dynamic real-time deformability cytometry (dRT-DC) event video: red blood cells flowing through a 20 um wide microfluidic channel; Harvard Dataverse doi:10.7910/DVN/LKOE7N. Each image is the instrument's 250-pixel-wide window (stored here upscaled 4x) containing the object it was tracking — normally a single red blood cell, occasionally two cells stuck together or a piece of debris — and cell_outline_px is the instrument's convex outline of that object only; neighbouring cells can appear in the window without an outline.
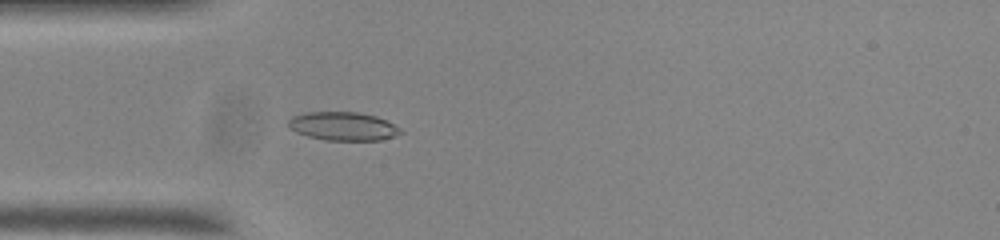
{"species": "common noctule bat (a hibernating species)", "species_latin": "Nyctalus noctula", "temperature_condition": "room temperature", "stored_images_in_passage": 54, "camera_frame_rate_fps": 3000, "um_per_image_px": 0.085, "animal": {"sex": "male", "body_mass_g": 20.0, "forearm_length_mm": 53.3}, "frame": {"image": 1, "passage_image": 15, "time_ms": 4.667, "image_size_px": [1000, 240], "cell_outline_px": [[404, 132], [396, 136], [380, 140], [324, 140], [308, 136], [296, 132], [288, 128], [288, 120], [292, 116], [304, 112], [356, 112], [376, 116], [400, 128]], "centroid_in_image_um": [29.13, 10.73], "position_along_channel_um": 55.9, "area_um2": 18.67}}
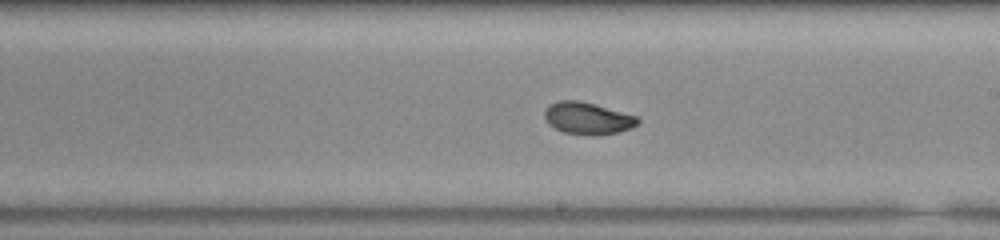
{"frame": {"image": 2, "passage_image": 30, "time_ms": 9.667, "image_size_px": [1000, 240], "cell_outline_px": [[640, 120], [632, 128], [616, 132], [596, 136], [592, 136], [564, 132], [548, 124], [544, 116], [544, 112], [548, 104], [560, 100], [580, 100], [636, 116]], "centroid_in_image_um": [49.91, 10.05], "position_along_channel_um": 239.1, "area_um2": 17.34}}
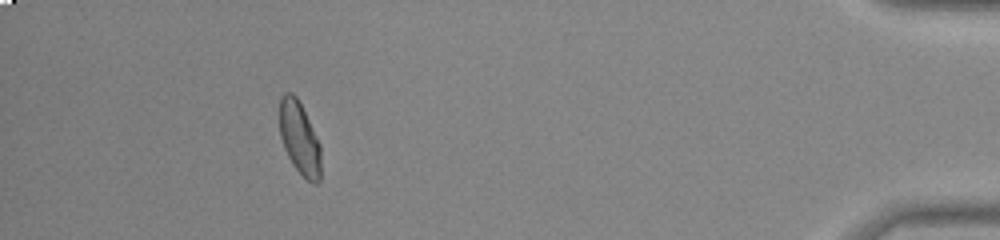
{"frame": {"image": 3, "passage_image": 49, "time_ms": 16.0, "image_size_px": [1000, 240], "cell_outline_px": [[320, 180], [316, 184], [312, 184], [292, 164], [284, 148], [280, 136], [280, 96], [284, 92], [292, 92], [296, 96], [320, 144]], "centroid_in_image_um": [25.44, 11.75], "position_along_channel_um": 409.8, "area_um2": 17.28}, "authors_computed_cell_mechanics": {"area_um2": 17.6001, "velocity_mm_per_s": 3.7148, "shape_relaxation_time_tau1_ms": 2.7175, "shape_relaxation_time_tau2_ms": 1.1391, "deformation_change_tau1": 0.0976, "deformation_change_tau2": 0.0463}}